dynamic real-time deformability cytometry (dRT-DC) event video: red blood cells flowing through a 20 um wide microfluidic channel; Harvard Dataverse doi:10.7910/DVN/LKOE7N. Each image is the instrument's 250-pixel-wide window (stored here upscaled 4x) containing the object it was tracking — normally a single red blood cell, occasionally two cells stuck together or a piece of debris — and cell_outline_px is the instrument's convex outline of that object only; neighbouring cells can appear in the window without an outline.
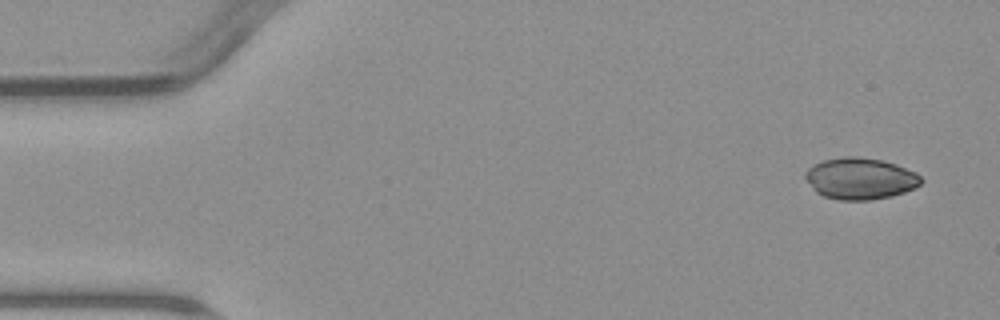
{"species": "common noctule bat (a hibernating species)", "species_latin": "Nyctalus noctula", "temperature_condition": "warm", "stored_images_in_passage": 4, "camera_frame_rate_fps": 3000, "um_per_image_px": 0.085, "animal": {"sex": "male", "body_mass_g": 23.1, "forearm_length_mm": 52.7}, "frame": {"image": 1, "passage_image": 1, "time_ms": 0.0, "image_size_px": [1000, 320], "cell_outline_px": [[924, 180], [916, 188], [892, 196], [872, 200], [840, 200], [824, 196], [816, 192], [812, 188], [804, 176], [804, 172], [808, 168], [824, 160], [844, 156], [856, 156], [880, 160], [896, 164], [916, 172]], "centroid_in_image_um": [73.13, 15.18], "position_along_channel_um": 11.9, "area_um2": 28.09}}